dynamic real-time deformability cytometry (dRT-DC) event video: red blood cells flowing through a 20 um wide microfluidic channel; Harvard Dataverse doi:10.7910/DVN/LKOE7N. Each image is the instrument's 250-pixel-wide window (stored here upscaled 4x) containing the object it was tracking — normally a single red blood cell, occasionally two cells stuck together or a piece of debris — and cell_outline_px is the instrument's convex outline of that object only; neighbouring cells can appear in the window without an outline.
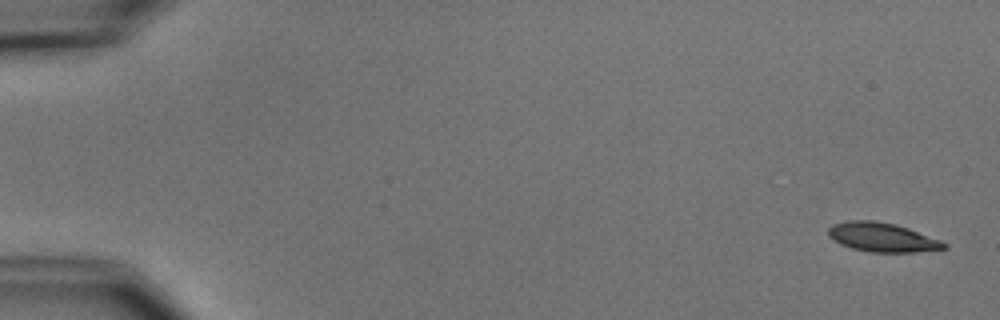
{"species": "common noctule bat (a hibernating species)", "species_latin": "Nyctalus noctula", "temperature_condition": "cold", "stored_images_in_passage": 5, "camera_frame_rate_fps": 3000, "um_per_image_px": 0.085, "animal": {"sex": "male", "body_mass_g": 15.6}, "frame": {"image": 1, "passage_image": 1, "time_ms": 0.0, "image_size_px": [1000, 320], "cell_outline_px": [[948, 248], [916, 252], [868, 252], [852, 248], [840, 244], [832, 240], [828, 236], [828, 228], [832, 224], [848, 220], [872, 220], [896, 224], [908, 228], [940, 240], [948, 244]], "centroid_in_image_um": [74.96, 20.17], "position_along_channel_um": 10.0, "area_um2": 19.77}}
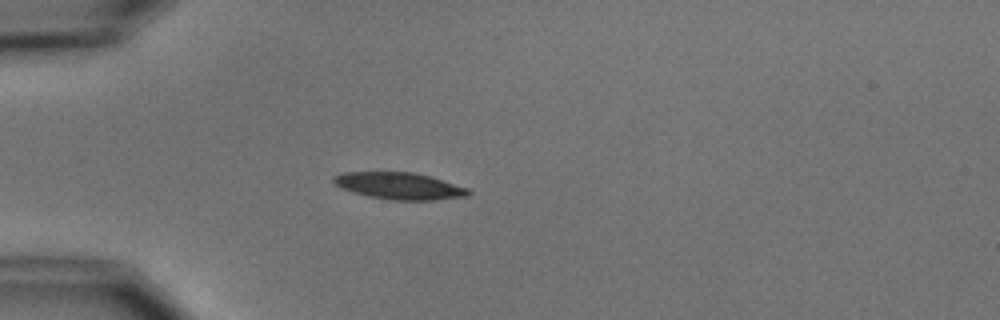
{"frame": {"image": 2, "passage_image": 5, "time_ms": 4.667, "image_size_px": [1000, 320], "cell_outline_px": [[472, 192], [468, 196], [436, 200], [392, 200], [368, 196], [352, 192], [336, 184], [332, 180], [332, 176], [344, 172], [412, 172], [428, 176], [468, 188]], "centroid_in_image_um": [33.95, 15.81], "position_along_channel_um": 51.1, "area_um2": 20.92}}